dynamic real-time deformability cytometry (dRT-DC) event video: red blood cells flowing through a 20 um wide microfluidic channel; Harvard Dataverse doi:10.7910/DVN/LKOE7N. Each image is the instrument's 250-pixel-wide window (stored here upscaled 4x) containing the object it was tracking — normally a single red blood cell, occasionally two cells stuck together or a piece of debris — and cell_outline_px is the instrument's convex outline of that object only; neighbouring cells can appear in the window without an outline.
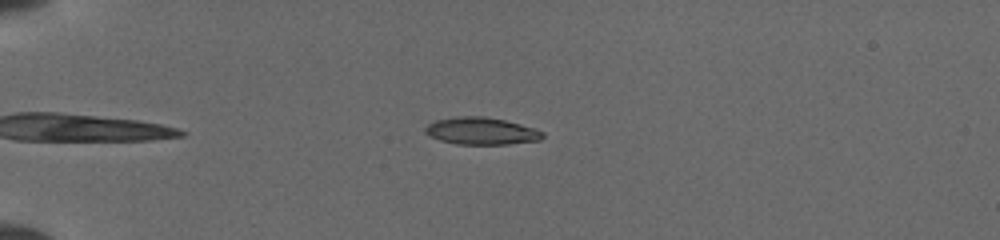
{"species": "common noctule bat (a hibernating species)", "species_latin": "Nyctalus noctula", "temperature_condition": "cold", "stored_images_in_passage": 34, "camera_frame_rate_fps": 3000, "um_per_image_px": 0.085, "animal": {"sex": "female", "body_mass_g": 19.5, "forearm_length_mm": 54.1}, "frame": {"image": 1, "passage_image": 2, "time_ms": 0.333, "image_size_px": [1000, 240], "cell_outline_px": [[544, 136], [540, 140], [508, 144], [456, 144], [440, 140], [424, 132], [424, 128], [428, 124], [436, 120], [456, 116], [484, 116], [504, 120], [536, 128], [544, 132]], "centroid_in_image_um": [40.93, 11.13], "position_along_channel_um": 44.1, "area_um2": 18.61}}
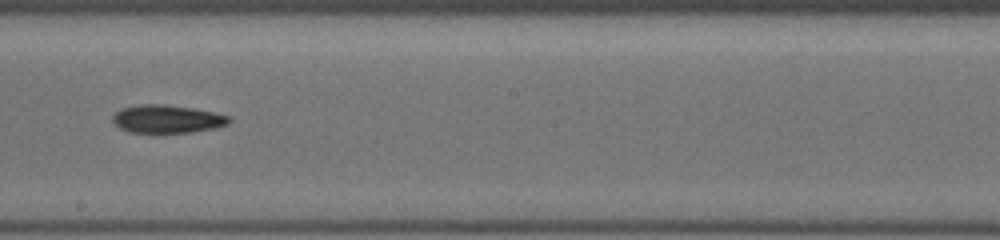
{"frame": {"image": 2, "passage_image": 19, "time_ms": 6.0, "image_size_px": [1000, 240], "cell_outline_px": [[232, 120], [228, 124], [212, 128], [192, 132], [128, 132], [120, 128], [112, 120], [112, 116], [120, 108], [140, 104], [164, 104], [192, 108], [216, 112], [232, 116]], "centroid_in_image_um": [14.22, 10.1], "position_along_channel_um": 234.0, "area_um2": 19.07}}
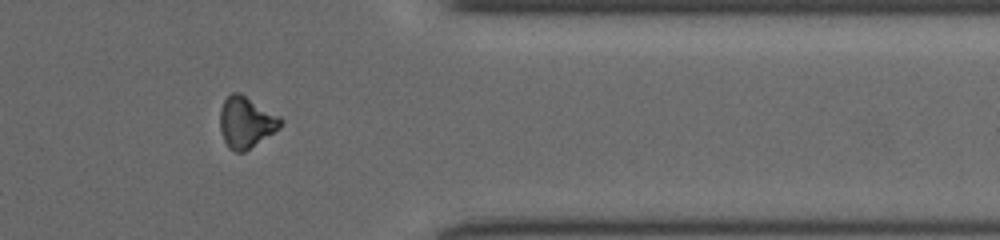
{"frame": {"image": 3, "passage_image": 31, "time_ms": 10.0, "image_size_px": [1000, 240], "cell_outline_px": [[284, 124], [280, 128], [244, 152], [236, 152], [228, 148], [224, 140], [220, 128], [220, 108], [224, 100], [232, 92], [240, 92], [280, 116], [284, 120]], "centroid_in_image_um": [20.93, 10.38], "position_along_channel_um": 390.5, "area_um2": 18.21}}